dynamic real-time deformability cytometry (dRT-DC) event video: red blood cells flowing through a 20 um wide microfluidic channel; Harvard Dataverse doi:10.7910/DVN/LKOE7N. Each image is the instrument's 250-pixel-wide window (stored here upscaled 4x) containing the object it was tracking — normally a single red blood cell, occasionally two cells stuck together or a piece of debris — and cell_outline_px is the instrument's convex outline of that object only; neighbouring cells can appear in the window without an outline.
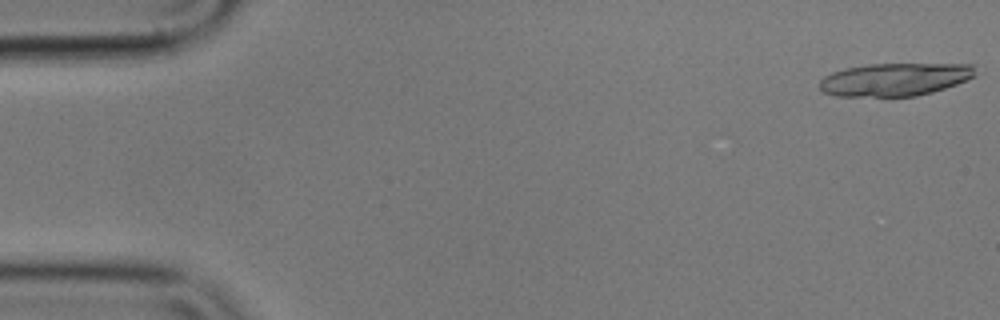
{"species": "common noctule bat (a hibernating species)", "species_latin": "Nyctalus noctula", "temperature_condition": "cold", "stored_images_in_passage": 18, "camera_frame_rate_fps": 3000, "um_per_image_px": 0.085, "animal": {"sex": "male", "body_mass_g": 17.9}, "frame": {"image": 1, "passage_image": 1, "time_ms": 0.0, "image_size_px": [1000, 320], "cell_outline_px": [[976, 76], [956, 84], [932, 92], [916, 96], [836, 96], [824, 92], [820, 88], [820, 80], [824, 76], [832, 72], [844, 68], [868, 64], [972, 64]], "centroid_in_image_um": [76.04, 6.75], "position_along_channel_um": 9.0, "area_um2": 29.77}}
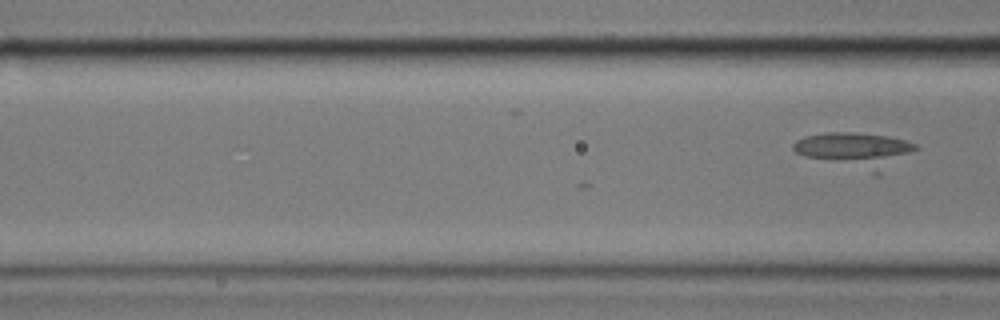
{"frame": {"image": 2, "passage_image": 18, "time_ms": 5.667, "image_size_px": [1000, 320], "cell_outline_px": [[920, 148], [876, 176], [872, 176], [804, 156], [796, 152], [792, 148], [792, 144], [796, 140], [804, 136], [824, 132], [856, 132], [888, 136], [904, 140], [916, 144]], "centroid_in_image_um": [72.7, 12.79], "position_along_channel_um": 93.9, "area_um2": 25.95}}